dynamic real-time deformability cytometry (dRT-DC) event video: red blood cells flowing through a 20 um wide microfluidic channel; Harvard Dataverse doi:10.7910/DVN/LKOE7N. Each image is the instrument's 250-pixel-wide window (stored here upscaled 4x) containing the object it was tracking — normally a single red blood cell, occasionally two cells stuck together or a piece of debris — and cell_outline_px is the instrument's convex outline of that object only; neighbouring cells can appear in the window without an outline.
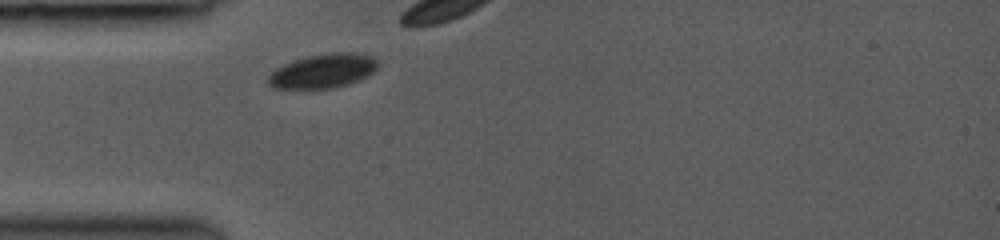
{"species": "common noctule bat (a hibernating species)", "species_latin": "Nyctalus noctula", "temperature_condition": "room temperature", "stored_images_in_passage": 7, "camera_frame_rate_fps": 3000, "um_per_image_px": 0.085, "animal": {"sex": "female", "body_mass_g": 19.0, "forearm_length_mm": 53.3}, "frame": {"image": 1, "passage_image": 1, "time_ms": 0.0, "image_size_px": [1000, 240], "cell_outline_px": [[380, 64], [368, 76], [360, 80], [348, 84], [332, 88], [300, 92], [272, 88], [268, 84], [268, 76], [276, 68], [284, 64], [308, 56], [328, 52], [356, 52], [372, 56]], "centroid_in_image_um": [27.42, 6.08], "position_along_channel_um": 57.6, "area_um2": 22.72}}
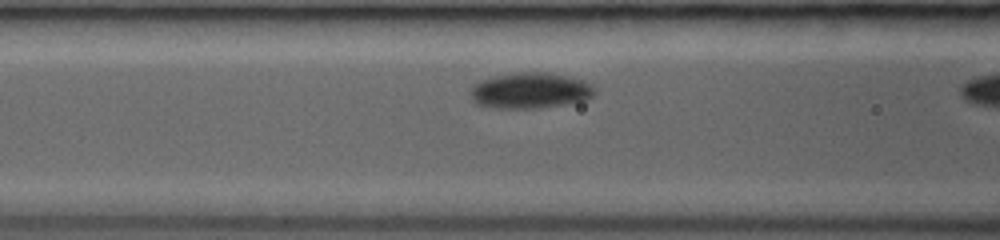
{"frame": {"image": 2, "passage_image": 5, "time_ms": 0.667, "image_size_px": [1000, 240], "cell_outline_px": [[596, 92], [588, 100], [540, 108], [492, 108], [476, 104], [472, 100], [472, 88], [480, 80], [492, 76], [516, 72], [544, 72], [568, 76], [584, 80], [592, 84]], "centroid_in_image_um": [45.09, 7.7], "position_along_channel_um": 121.5, "area_um2": 26.13}}